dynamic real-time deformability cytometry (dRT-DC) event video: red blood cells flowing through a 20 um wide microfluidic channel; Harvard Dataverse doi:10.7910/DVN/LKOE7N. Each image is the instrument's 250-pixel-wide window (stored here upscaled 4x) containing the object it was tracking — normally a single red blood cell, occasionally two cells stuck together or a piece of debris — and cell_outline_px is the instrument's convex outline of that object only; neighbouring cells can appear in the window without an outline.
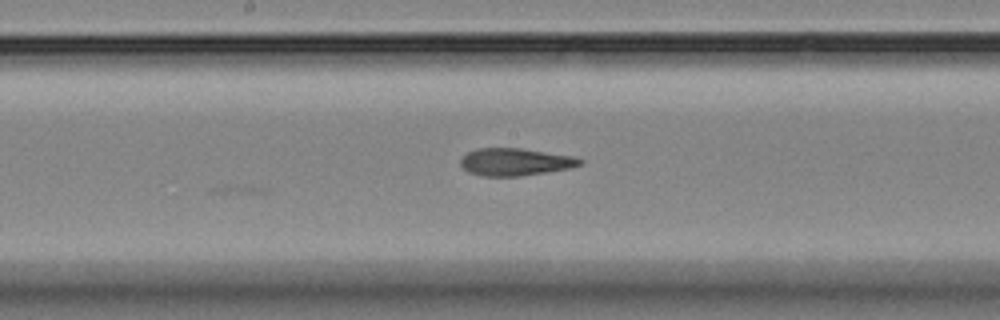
{"species": "Egyptian fruit bat (a non-hibernating species)", "species_latin": "Rousettus aegyptiacus", "temperature_condition": "room temperature", "stored_images_in_passage": 7, "camera_frame_rate_fps": 3000, "um_per_image_px": 0.085, "animal": {"sex": "female"}, "frame": {"image": 1, "passage_image": 7, "time_ms": 7.0, "image_size_px": [1000, 320], "cell_outline_px": [[584, 160], [580, 164], [572, 168], [520, 176], [484, 176], [468, 172], [460, 164], [460, 160], [468, 152], [476, 148], [520, 148], [572, 156]], "centroid_in_image_um": [43.78, 13.76], "position_along_channel_um": 204.4, "area_um2": 18.96}}